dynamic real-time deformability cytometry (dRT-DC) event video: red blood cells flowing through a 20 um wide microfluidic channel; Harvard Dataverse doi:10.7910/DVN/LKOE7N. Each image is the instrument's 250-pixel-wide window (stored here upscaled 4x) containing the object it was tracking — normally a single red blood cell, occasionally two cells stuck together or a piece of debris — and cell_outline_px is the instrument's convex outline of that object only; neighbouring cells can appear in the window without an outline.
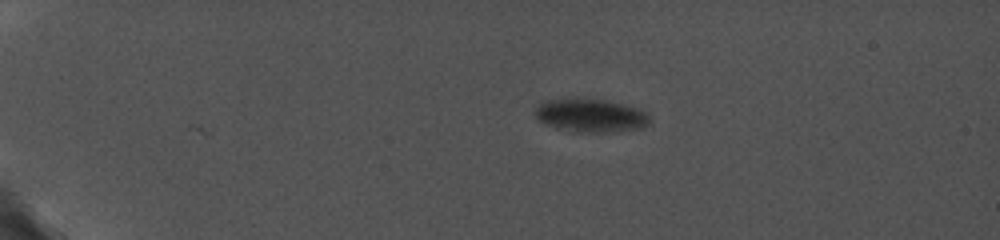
{"species": "common noctule bat (a hibernating species)", "species_latin": "Nyctalus noctula", "temperature_condition": "cold", "stored_images_in_passage": 6, "camera_frame_rate_fps": 5000, "um_per_image_px": 0.085, "animal": {"sex": "female", "body_mass_g": 19.0, "forearm_length_mm": 56.7}, "frame": {"image": 1, "passage_image": 1, "time_ms": 0.0, "image_size_px": [1000, 240], "cell_outline_px": [[648, 124], [640, 128], [604, 132], [572, 132], [556, 128], [544, 124], [536, 116], [536, 108], [540, 104], [548, 100], [604, 100], [636, 108], [644, 112], [648, 116]], "centroid_in_image_um": [50.17, 9.85], "position_along_channel_um": 34.8, "area_um2": 21.39}}